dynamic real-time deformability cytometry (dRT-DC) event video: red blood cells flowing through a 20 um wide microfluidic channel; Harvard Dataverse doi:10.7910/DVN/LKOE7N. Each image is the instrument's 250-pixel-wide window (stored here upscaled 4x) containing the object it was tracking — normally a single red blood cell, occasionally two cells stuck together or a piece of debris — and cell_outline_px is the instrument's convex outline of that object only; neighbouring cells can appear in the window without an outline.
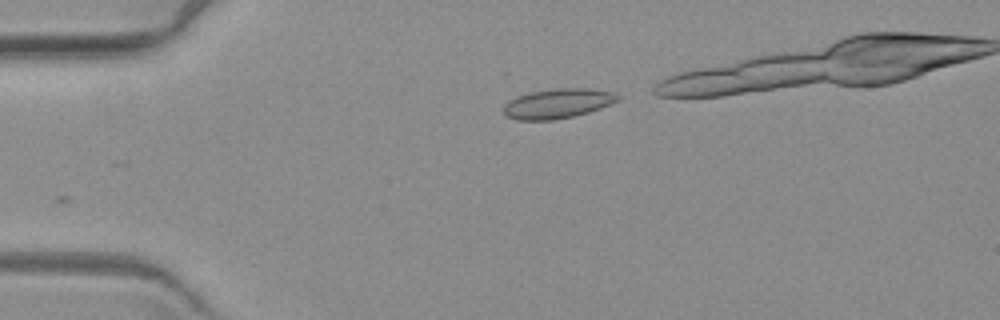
{"species": "common noctule bat (a hibernating species)", "species_latin": "Nyctalus noctula", "temperature_condition": "warm", "stored_images_in_passage": 3, "camera_frame_rate_fps": 3000, "um_per_image_px": 0.085, "animal": {"sex": "female", "body_mass_g": 19.3, "forearm_length_mm": 54.1}, "frame": {"image": 1, "passage_image": 1, "time_ms": 0.0, "image_size_px": [1000, 320], "cell_outline_px": [[624, 96], [620, 100], [600, 108], [588, 112], [572, 116], [552, 120], [516, 120], [508, 116], [504, 112], [504, 104], [508, 100], [516, 96], [532, 92], [556, 88], [588, 88], [612, 92]], "centroid_in_image_um": [47.43, 8.79], "position_along_channel_um": 37.6, "area_um2": 19.77}}